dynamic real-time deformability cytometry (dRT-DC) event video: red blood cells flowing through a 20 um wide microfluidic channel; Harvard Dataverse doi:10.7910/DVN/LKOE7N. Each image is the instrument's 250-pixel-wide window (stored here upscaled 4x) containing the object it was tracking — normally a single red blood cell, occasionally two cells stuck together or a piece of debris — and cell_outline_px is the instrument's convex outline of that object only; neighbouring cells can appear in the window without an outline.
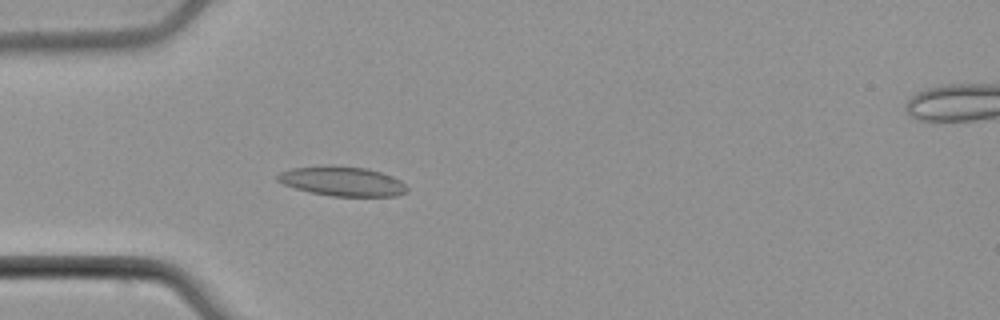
{"species": "common noctule bat (a hibernating species)", "species_latin": "Nyctalus noctula", "temperature_condition": "cold", "stored_images_in_passage": 40, "camera_frame_rate_fps": 3000, "um_per_image_px": 0.085, "animal": {"sex": "male", "body_mass_g": 21.5, "forearm_length_mm": 52.0}, "frame": {"image": 1, "passage_image": 11, "time_ms": 3.333, "image_size_px": [1000, 320], "cell_outline_px": [[408, 192], [396, 196], [332, 196], [308, 192], [284, 184], [276, 180], [276, 176], [280, 172], [292, 168], [320, 164], [332, 164], [368, 168], [392, 176], [400, 180], [408, 188]], "centroid_in_image_um": [29.07, 15.38], "position_along_channel_um": 55.9, "area_um2": 22.72}}
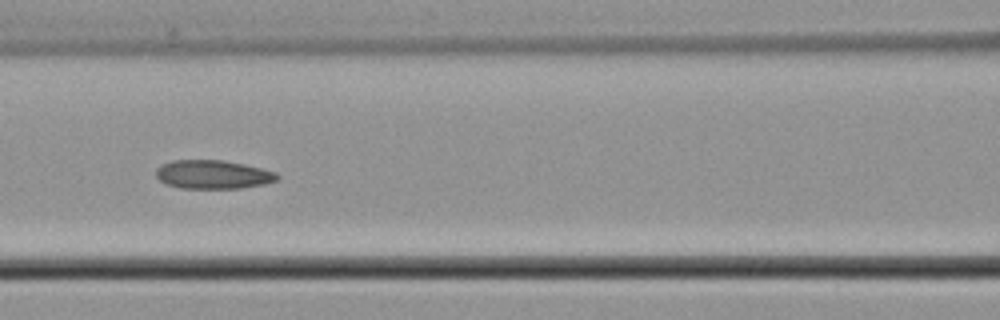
{"frame": {"image": 2, "passage_image": 19, "time_ms": 6.0, "image_size_px": [1000, 320], "cell_outline_px": [[280, 176], [276, 180], [264, 184], [240, 188], [180, 188], [164, 184], [156, 176], [156, 168], [160, 164], [172, 160], [224, 160], [244, 164], [276, 172]], "centroid_in_image_um": [18.06, 14.83], "position_along_channel_um": 148.5, "area_um2": 20.35}}
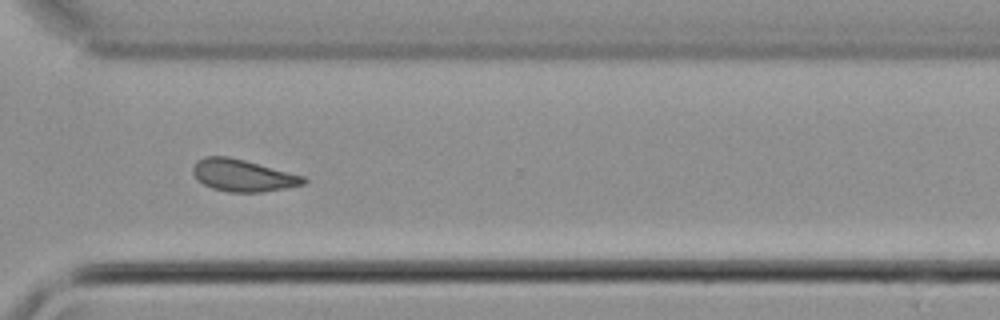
{"frame": {"image": 3, "passage_image": 35, "time_ms": 11.333, "image_size_px": [1000, 320], "cell_outline_px": [[308, 180], [304, 184], [284, 188], [260, 192], [228, 192], [212, 188], [204, 184], [192, 172], [192, 168], [196, 160], [204, 156], [228, 156], [244, 160], [304, 176]], "centroid_in_image_um": [20.62, 14.9], "position_along_channel_um": 350.0, "area_um2": 20.46}, "authors_computed_cell_mechanics": {"area_um2": 20.5768, "velocity_mm_per_s": 3.7735, "shape_relaxation_time_tau1_ms": null, "shape_relaxation_time_tau2_ms": 5.2699, "deformation_change_tau1": null, "deformation_change_tau2": 0.1001}}